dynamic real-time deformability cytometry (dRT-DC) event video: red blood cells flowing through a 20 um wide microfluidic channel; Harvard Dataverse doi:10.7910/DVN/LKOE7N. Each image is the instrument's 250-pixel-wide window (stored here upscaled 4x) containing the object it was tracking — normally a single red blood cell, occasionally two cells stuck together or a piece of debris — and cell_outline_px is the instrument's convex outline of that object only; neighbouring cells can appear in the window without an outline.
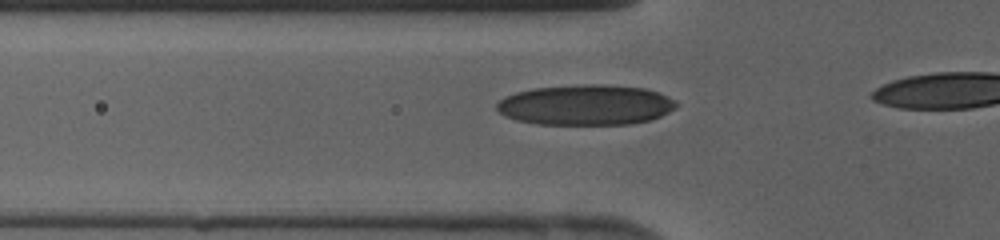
{"species": "human", "species_latin": "Homo sapiens", "temperature_condition": "cold", "stored_images_in_passage": 14, "camera_frame_rate_fps": 3000, "um_per_image_px": 0.085, "donor": {"sex": "female"}, "frame": {"image": 1, "passage_image": 9, "time_ms": 2.667, "image_size_px": [1000, 240], "cell_outline_px": [[676, 108], [660, 116], [648, 120], [628, 124], [536, 124], [516, 120], [504, 116], [496, 108], [496, 104], [504, 96], [516, 92], [536, 88], [580, 84], [600, 84], [644, 88], [668, 96], [676, 100]], "centroid_in_image_um": [49.76, 8.92], "position_along_channel_um": 76.0, "area_um2": 42.19}}
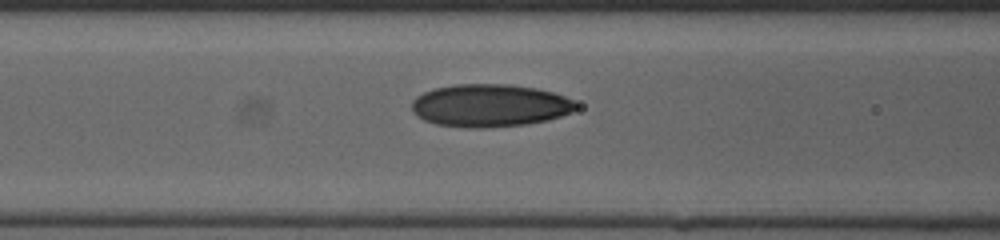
{"frame": {"image": 2, "passage_image": 12, "time_ms": 3.667, "image_size_px": [1000, 240], "cell_outline_px": [[576, 108], [572, 112], [548, 120], [528, 124], [484, 128], [468, 128], [436, 124], [424, 120], [412, 112], [412, 100], [416, 96], [432, 88], [456, 84], [508, 84], [536, 88], [552, 92], [564, 96], [572, 100], [576, 104]], "centroid_in_image_um": [41.6, 8.97], "position_along_channel_um": 125.0, "area_um2": 41.04}}